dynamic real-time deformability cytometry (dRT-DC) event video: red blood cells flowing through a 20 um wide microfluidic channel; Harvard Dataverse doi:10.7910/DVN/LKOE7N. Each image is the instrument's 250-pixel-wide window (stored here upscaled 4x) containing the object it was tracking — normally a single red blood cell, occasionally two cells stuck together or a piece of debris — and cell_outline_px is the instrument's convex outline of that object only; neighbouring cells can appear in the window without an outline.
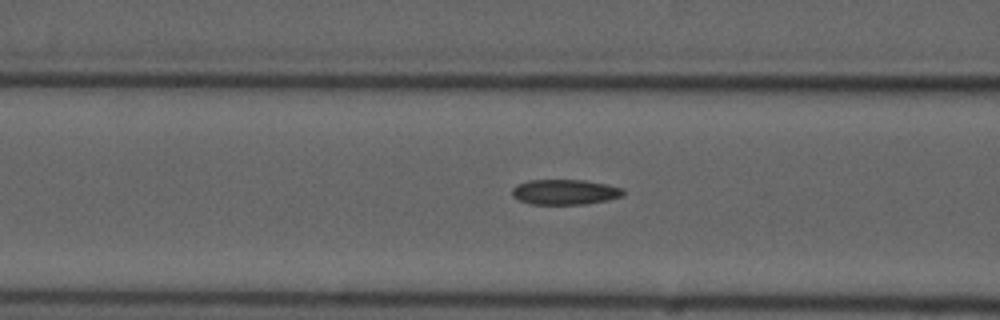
{"species": "common noctule bat (a hibernating species)", "species_latin": "Nyctalus noctula", "temperature_condition": "cold", "stored_images_in_passage": 7, "camera_frame_rate_fps": 3000, "um_per_image_px": 0.085, "animal": {"sex": "male", "forearm_length_mm": 52.5}, "frame": {"image": 1, "passage_image": 6, "time_ms": 6.667, "image_size_px": [1000, 320], "cell_outline_px": [[624, 196], [608, 200], [584, 204], [532, 204], [520, 200], [512, 196], [512, 188], [516, 184], [528, 180], [584, 180], [608, 184], [624, 188]], "centroid_in_image_um": [48.04, 16.31], "position_along_channel_um": 118.6, "area_um2": 16.47}}
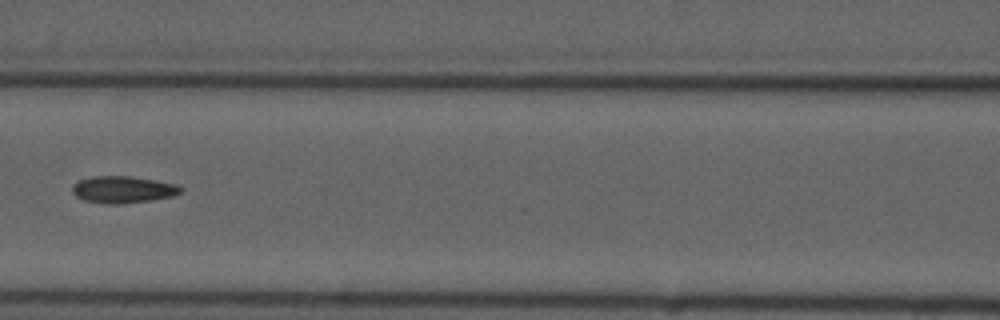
{"frame": {"image": 2, "passage_image": 7, "time_ms": 7.667, "image_size_px": [1000, 320], "cell_outline_px": [[184, 188], [180, 192], [172, 196], [152, 200], [116, 204], [104, 204], [84, 200], [76, 196], [72, 192], [72, 184], [80, 180], [92, 176], [128, 176], [156, 180], [176, 184]], "centroid_in_image_um": [10.43, 16.11], "position_along_channel_um": 156.2, "area_um2": 16.99}}